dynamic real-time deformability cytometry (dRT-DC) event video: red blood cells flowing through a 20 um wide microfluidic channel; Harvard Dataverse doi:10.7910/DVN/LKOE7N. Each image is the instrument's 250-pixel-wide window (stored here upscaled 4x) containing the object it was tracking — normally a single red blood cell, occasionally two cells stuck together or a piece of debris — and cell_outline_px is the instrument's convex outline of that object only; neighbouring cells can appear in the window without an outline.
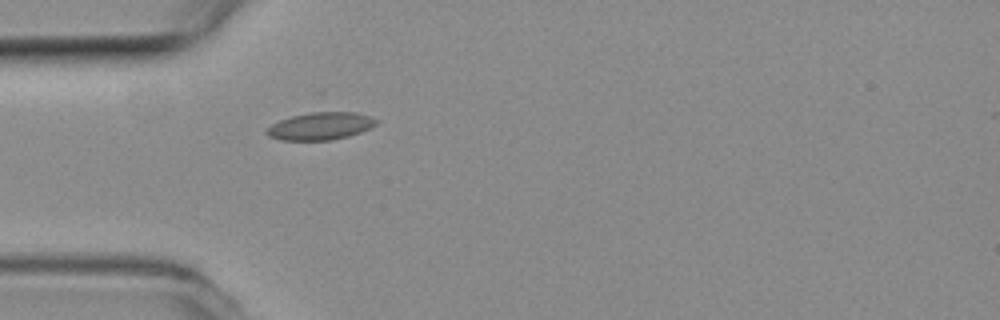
{"species": "common noctule bat (a hibernating species)", "species_latin": "Nyctalus noctula", "temperature_condition": "room temperature", "stored_images_in_passage": 4, "camera_frame_rate_fps": 3000, "um_per_image_px": 0.085, "animal": {"sex": "female", "body_mass_g": 19.3, "forearm_length_mm": 54.1}, "frame": {"image": 1, "passage_image": 4, "time_ms": 1.0, "image_size_px": [1000, 320], "cell_outline_px": [[380, 120], [376, 124], [360, 132], [348, 136], [328, 140], [280, 140], [268, 136], [264, 132], [272, 124], [280, 120], [292, 116], [320, 108], [324, 108], [356, 112]], "centroid_in_image_um": [27.24, 10.65], "position_along_channel_um": 57.8, "area_um2": 18.26}}